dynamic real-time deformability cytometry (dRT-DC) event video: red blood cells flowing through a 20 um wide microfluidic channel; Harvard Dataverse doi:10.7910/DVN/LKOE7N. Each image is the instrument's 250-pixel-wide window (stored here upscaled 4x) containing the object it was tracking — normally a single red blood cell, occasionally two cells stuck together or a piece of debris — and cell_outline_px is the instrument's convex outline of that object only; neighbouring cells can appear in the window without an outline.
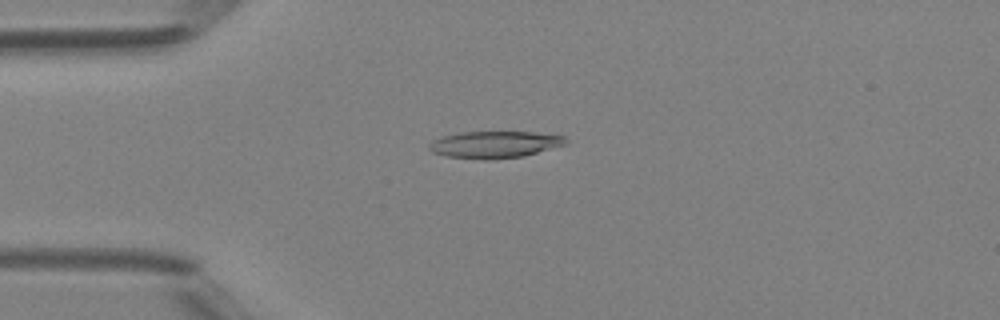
{"species": "Egyptian fruit bat (a non-hibernating species)", "species_latin": "Rousettus aegyptiacus", "temperature_condition": "room temperature", "stored_images_in_passage": 48, "camera_frame_rate_fps": 3000, "um_per_image_px": 0.085, "animal": {"sex": "female"}, "frame": {"image": 1, "passage_image": 12, "time_ms": 3.667, "image_size_px": [1000, 320], "cell_outline_px": [[568, 144], [524, 156], [492, 160], [484, 160], [448, 156], [432, 152], [428, 148], [428, 144], [444, 136], [464, 132], [532, 132], [564, 136], [568, 140]], "centroid_in_image_um": [42.1, 12.29], "position_along_channel_um": 42.9, "area_um2": 21.33}}
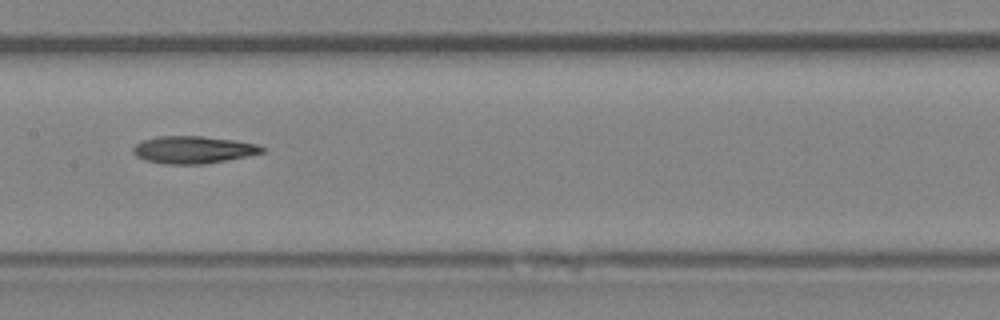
{"frame": {"image": 2, "passage_image": 24, "time_ms": 7.667, "image_size_px": [1000, 320], "cell_outline_px": [[264, 152], [248, 156], [200, 164], [168, 164], [144, 160], [136, 156], [132, 152], [132, 148], [136, 144], [144, 140], [156, 136], [204, 136], [236, 140], [260, 144], [264, 148]], "centroid_in_image_um": [16.43, 12.71], "position_along_channel_um": 191.0, "area_um2": 20.58}}
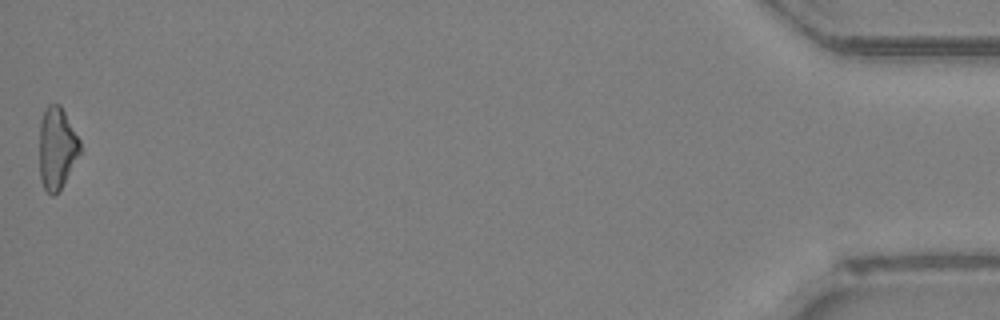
{"frame": {"image": 3, "passage_image": 48, "time_ms": 15.667, "image_size_px": [1000, 320], "cell_outline_px": [[80, 152], [60, 188], [52, 196], [44, 188], [40, 180], [40, 120], [44, 108], [48, 104], [60, 104], [80, 140]], "centroid_in_image_um": [4.81, 12.54], "position_along_channel_um": 430.4, "area_um2": 19.07}, "authors_computed_cell_mechanics": {"area_um2": 20.519, "velocity_mm_per_s": 4.2612, "shape_relaxation_time_tau1_ms": 7.5926, "shape_relaxation_time_tau2_ms": 8.2306, "deformation_change_tau1": 0.1945, "deformation_change_tau2": 0.2249}}